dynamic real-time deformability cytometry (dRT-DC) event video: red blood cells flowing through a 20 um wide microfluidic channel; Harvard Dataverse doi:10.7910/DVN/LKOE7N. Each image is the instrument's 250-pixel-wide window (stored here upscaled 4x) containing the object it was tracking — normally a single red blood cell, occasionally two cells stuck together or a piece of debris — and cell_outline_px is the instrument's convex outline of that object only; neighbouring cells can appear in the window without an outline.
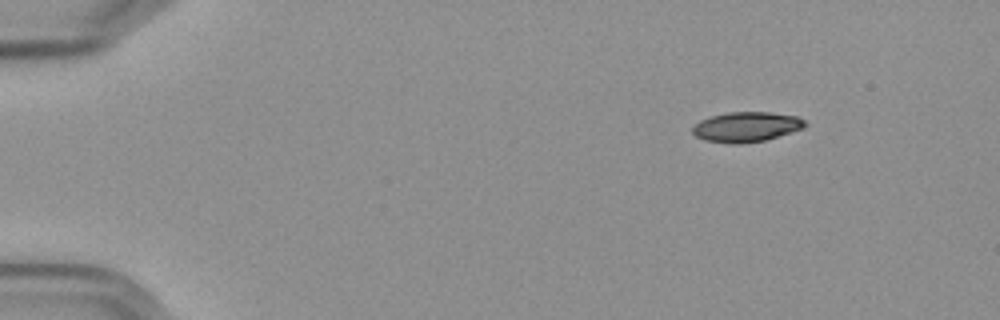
{"species": "Egyptian fruit bat (a non-hibernating species)", "species_latin": "Rousettus aegyptiacus", "temperature_condition": "cold", "stored_images_in_passage": 51, "camera_frame_rate_fps": 3000, "um_per_image_px": 0.085, "frame": {"image": 1, "passage_image": 1, "time_ms": 0.0, "image_size_px": [1000, 320], "cell_outline_px": [[808, 124], [804, 128], [792, 132], [764, 140], [736, 144], [732, 144], [704, 140], [696, 136], [692, 132], [692, 128], [700, 120], [712, 116], [728, 112], [768, 112], [796, 116], [804, 120]], "centroid_in_image_um": [63.44, 10.78], "position_along_channel_um": 21.6, "area_um2": 19.54}}
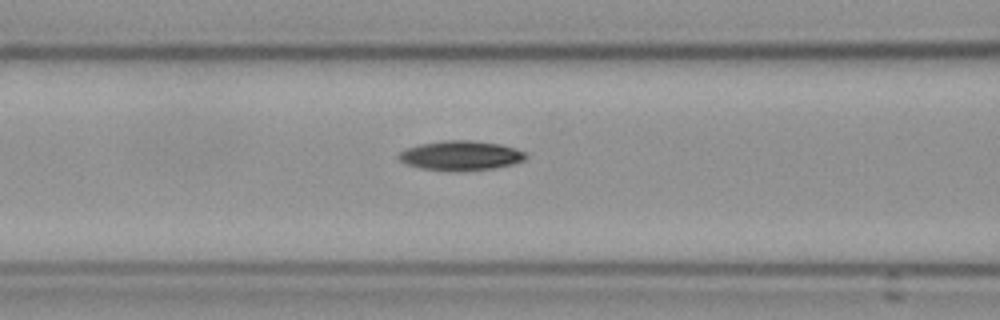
{"frame": {"image": 2, "passage_image": 18, "time_ms": 5.667, "image_size_px": [1000, 320], "cell_outline_px": [[528, 156], [524, 160], [512, 164], [492, 168], [424, 168], [408, 164], [400, 160], [396, 156], [400, 152], [408, 148], [420, 144], [444, 140], [472, 140], [500, 144], [524, 152]], "centroid_in_image_um": [39.17, 13.16], "position_along_channel_um": 127.4, "area_um2": 20.69}}
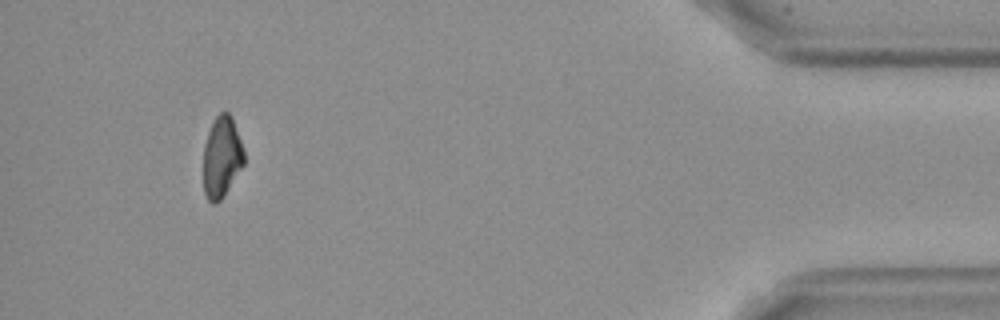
{"frame": {"image": 3, "passage_image": 47, "time_ms": 15.333, "image_size_px": [1000, 320], "cell_outline_px": [[244, 164], [224, 196], [216, 204], [212, 204], [208, 200], [204, 192], [204, 144], [208, 132], [216, 116], [220, 112], [228, 112], [232, 116], [244, 148]], "centroid_in_image_um": [18.86, 13.35], "position_along_channel_um": 416.3, "area_um2": 19.31}, "authors_computed_cell_mechanics": {"area_um2": 20.6346, "velocity_mm_per_s": 3.6118, "shape_relaxation_time_tau1_ms": 6.2949, "shape_relaxation_time_tau2_ms": null, "deformation_change_tau1": 0.1522, "deformation_change_tau2": null}}